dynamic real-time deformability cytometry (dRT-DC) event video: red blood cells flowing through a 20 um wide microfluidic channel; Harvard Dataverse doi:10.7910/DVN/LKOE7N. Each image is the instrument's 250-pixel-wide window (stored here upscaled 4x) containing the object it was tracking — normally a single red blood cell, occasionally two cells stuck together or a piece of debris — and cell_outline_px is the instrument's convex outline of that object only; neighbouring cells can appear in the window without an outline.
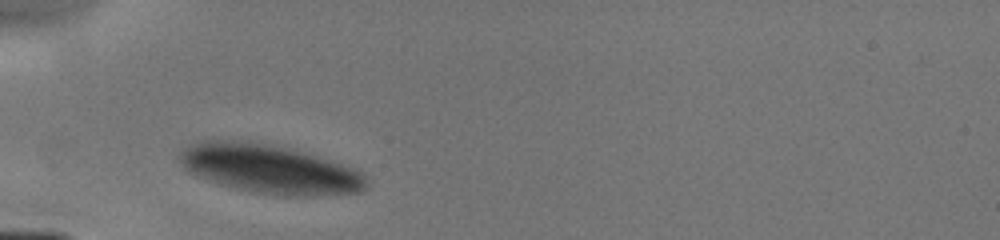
{"species": "human", "species_latin": "Homo sapiens", "temperature_condition": "cold", "stored_images_in_passage": 8, "camera_frame_rate_fps": 3000, "um_per_image_px": 0.085, "donor": {"sex": "male"}, "frame": {"image": 1, "passage_image": 1, "time_ms": 0.0, "image_size_px": [1000, 240], "cell_outline_px": [[368, 188], [360, 192], [332, 196], [280, 196], [252, 192], [220, 184], [196, 176], [188, 172], [184, 168], [180, 160], [180, 152], [184, 148], [196, 140], [248, 140], [288, 148], [304, 152], [356, 168], [368, 180]], "centroid_in_image_um": [22.95, 14.38], "position_along_channel_um": 62.1, "area_um2": 53.93}}
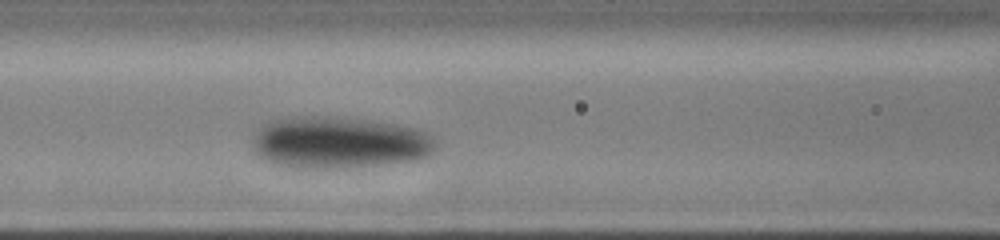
{"frame": {"image": 2, "passage_image": 7, "time_ms": 2.0, "image_size_px": [1000, 240], "cell_outline_px": [[436, 144], [432, 152], [428, 156], [420, 160], [348, 168], [304, 168], [276, 164], [260, 156], [256, 152], [252, 144], [252, 132], [260, 124], [268, 120], [292, 116], [340, 116], [372, 120], [396, 124], [416, 128], [432, 136]], "centroid_in_image_um": [28.79, 12.09], "position_along_channel_um": 137.8, "area_um2": 56.3}}